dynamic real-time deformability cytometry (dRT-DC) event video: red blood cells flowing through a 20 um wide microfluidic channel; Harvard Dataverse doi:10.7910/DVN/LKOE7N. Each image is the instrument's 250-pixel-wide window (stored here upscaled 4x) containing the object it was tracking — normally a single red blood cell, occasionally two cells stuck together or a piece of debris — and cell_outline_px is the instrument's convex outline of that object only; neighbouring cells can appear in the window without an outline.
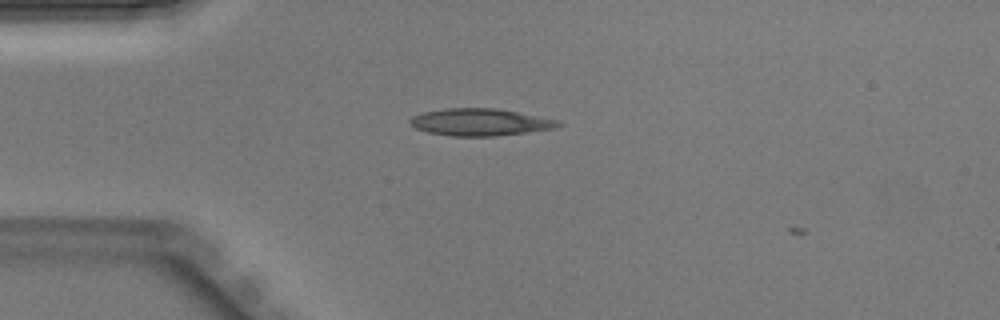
{"species": "Egyptian fruit bat (a non-hibernating species)", "species_latin": "Rousettus aegyptiacus", "temperature_condition": "warm", "stored_images_in_passage": 3, "camera_frame_rate_fps": 3000, "um_per_image_px": 0.085, "animal": {"sex": "male"}, "frame": {"image": 1, "passage_image": 2, "time_ms": 0.333, "image_size_px": [1000, 320], "cell_outline_px": [[564, 124], [556, 128], [496, 136], [448, 136], [428, 132], [416, 128], [408, 120], [412, 116], [424, 112], [444, 108], [496, 108], [560, 120]], "centroid_in_image_um": [40.83, 10.38], "position_along_channel_um": 44.2, "area_um2": 23.47}}